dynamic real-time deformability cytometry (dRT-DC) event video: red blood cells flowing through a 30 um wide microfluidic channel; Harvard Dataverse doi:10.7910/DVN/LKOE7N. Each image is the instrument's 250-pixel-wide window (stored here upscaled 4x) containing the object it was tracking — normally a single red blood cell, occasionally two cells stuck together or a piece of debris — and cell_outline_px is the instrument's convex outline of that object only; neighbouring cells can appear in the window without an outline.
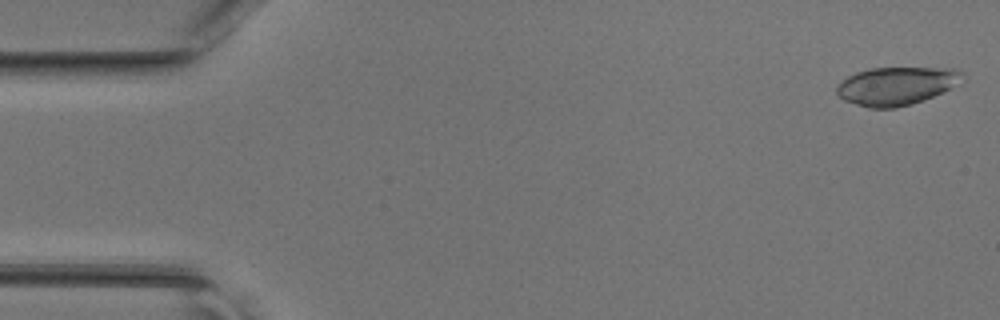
{"species": "common noctule bat (a hibernating species)", "species_latin": "Nyctalus noctula", "temperature_condition": "room temperature", "stored_images_in_passage": 45, "camera_frame_rate_fps": 3000, "um_per_image_px": 0.085, "animal": {"sex": "female", "body_mass_g": 17.0, "forearm_length_mm": 48.0}, "frame": {"image": 1, "passage_image": 1, "time_ms": 0.0, "image_size_px": [1000, 320], "cell_outline_px": [[964, 72], [948, 88], [932, 96], [912, 104], [896, 108], [868, 108], [844, 100], [836, 92], [836, 88], [848, 76], [856, 72], [872, 68], [952, 68]], "centroid_in_image_um": [76.11, 7.31], "position_along_channel_um": 8.9, "area_um2": 27.17}}
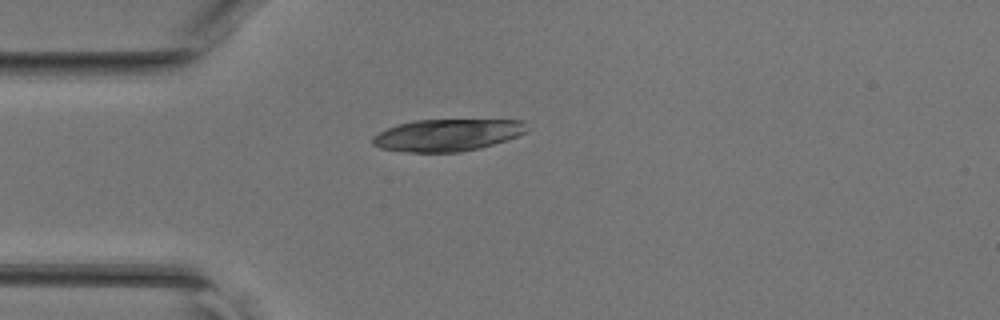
{"frame": {"image": 2, "passage_image": 12, "time_ms": 3.667, "image_size_px": [1000, 320], "cell_outline_px": [[524, 132], [516, 136], [480, 148], [460, 152], [408, 152], [380, 148], [372, 144], [372, 136], [396, 124], [412, 120], [524, 120]], "centroid_in_image_um": [37.94, 11.48], "position_along_channel_um": 47.1, "area_um2": 28.5}}
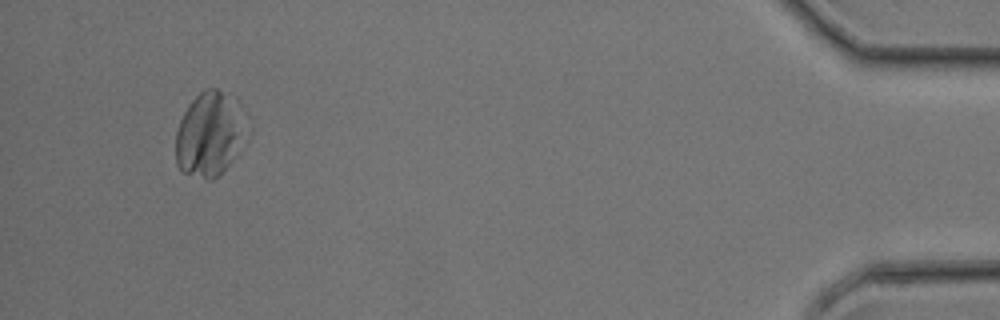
{"frame": {"image": 3, "passage_image": 43, "time_ms": 14.0, "image_size_px": [1000, 320], "cell_outline_px": [[236, 132], [228, 164], [212, 180], [208, 180], [184, 172], [176, 164], [176, 132], [180, 120], [188, 104], [204, 88], [216, 88], [228, 96]], "centroid_in_image_um": [17.48, 11.46], "position_along_channel_um": 417.7, "area_um2": 30.46}}